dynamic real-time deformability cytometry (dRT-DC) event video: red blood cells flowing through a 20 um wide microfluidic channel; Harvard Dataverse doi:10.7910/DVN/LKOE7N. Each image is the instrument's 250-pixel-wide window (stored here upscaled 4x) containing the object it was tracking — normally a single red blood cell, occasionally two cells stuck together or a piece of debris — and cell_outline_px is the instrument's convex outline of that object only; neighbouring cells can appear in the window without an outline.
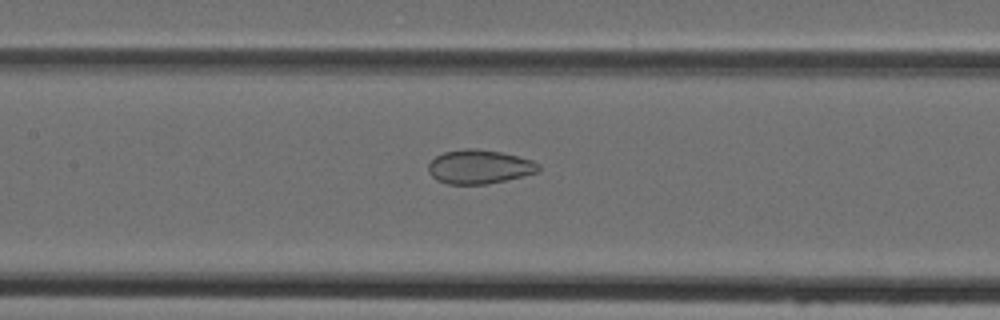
{"species": "Egyptian fruit bat (a non-hibernating species)", "species_latin": "Rousettus aegyptiacus", "temperature_condition": "cold", "stored_images_in_passage": 37, "camera_frame_rate_fps": 3000, "um_per_image_px": 0.085, "animal": {"sex": "female"}, "frame": {"image": 1, "passage_image": 23, "time_ms": 7.333, "image_size_px": [1000, 320], "cell_outline_px": [[540, 168], [536, 172], [524, 176], [488, 184], [448, 184], [436, 180], [428, 172], [428, 164], [436, 156], [444, 152], [464, 148], [472, 148], [500, 152], [532, 160], [540, 164]], "centroid_in_image_um": [40.72, 14.18], "position_along_channel_um": 166.7, "area_um2": 21.79}}
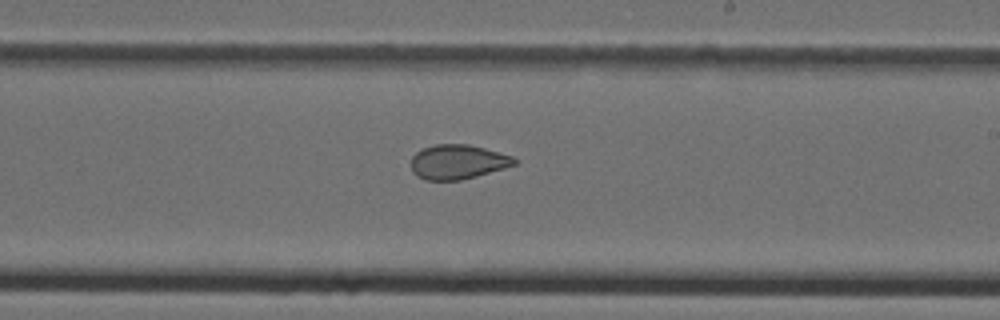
{"frame": {"image": 2, "passage_image": 29, "time_ms": 9.333, "image_size_px": [1000, 320], "cell_outline_px": [[516, 164], [504, 168], [476, 176], [460, 180], [424, 180], [416, 176], [412, 172], [412, 156], [416, 152], [424, 148], [436, 144], [468, 144], [484, 148], [512, 156], [516, 160]], "centroid_in_image_um": [38.88, 13.76], "position_along_channel_um": 250.1, "area_um2": 20.63}}
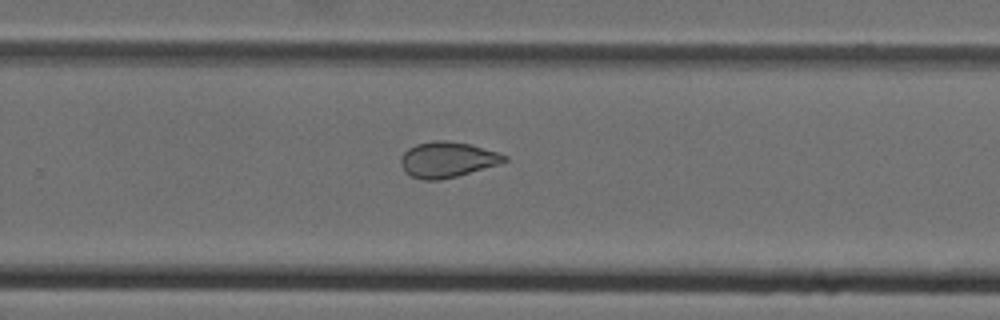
{"frame": {"image": 3, "passage_image": 32, "time_ms": 10.333, "image_size_px": [1000, 320], "cell_outline_px": [[508, 160], [500, 164], [456, 176], [440, 180], [424, 180], [412, 176], [404, 172], [400, 164], [400, 156], [408, 148], [416, 144], [432, 140], [444, 140], [472, 144], [508, 156]], "centroid_in_image_um": [38.0, 13.56], "position_along_channel_um": 291.8, "area_um2": 21.62}}